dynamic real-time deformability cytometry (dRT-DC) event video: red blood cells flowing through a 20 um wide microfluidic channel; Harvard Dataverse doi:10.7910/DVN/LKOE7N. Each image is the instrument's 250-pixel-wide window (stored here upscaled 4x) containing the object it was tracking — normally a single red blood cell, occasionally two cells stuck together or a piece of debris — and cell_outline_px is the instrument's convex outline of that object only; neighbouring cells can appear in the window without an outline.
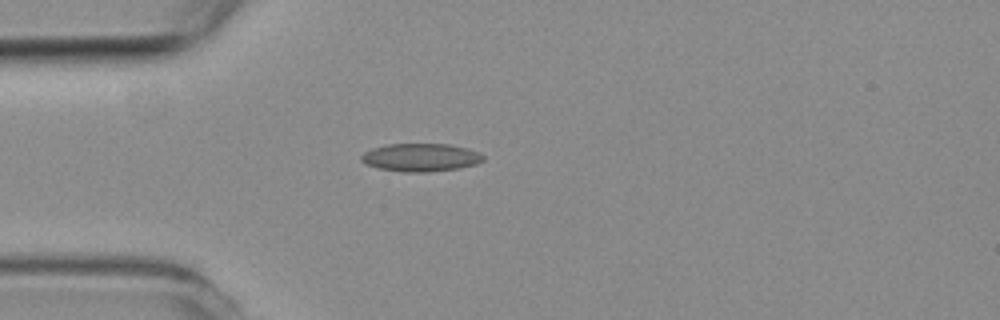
{"species": "common noctule bat (a hibernating species)", "species_latin": "Nyctalus noctula", "temperature_condition": "room temperature", "stored_images_in_passage": 3, "camera_frame_rate_fps": 3000, "um_per_image_px": 0.085, "animal": {"sex": "female", "body_mass_g": 19.3, "forearm_length_mm": 54.1}, "frame": {"image": 1, "passage_image": 1, "time_ms": 0.0, "image_size_px": [1000, 320], "cell_outline_px": [[484, 160], [476, 164], [460, 168], [428, 172], [404, 172], [380, 168], [368, 164], [360, 160], [360, 156], [364, 152], [372, 148], [388, 144], [448, 144], [468, 148], [480, 152], [484, 156]], "centroid_in_image_um": [35.79, 13.38], "position_along_channel_um": 49.2, "area_um2": 19.94}}
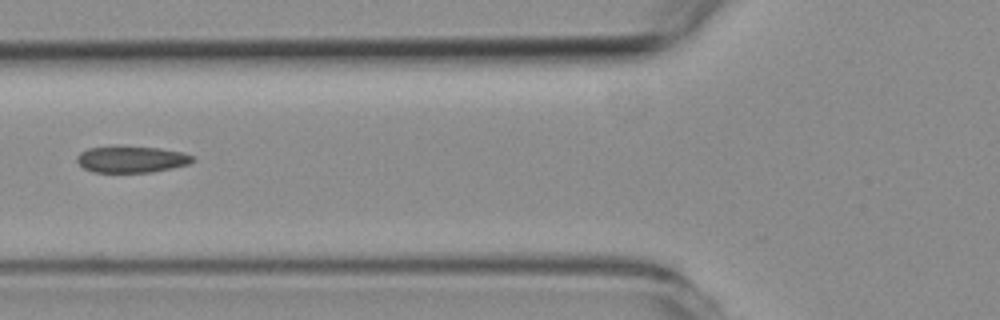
{"frame": {"image": 2, "passage_image": 3, "time_ms": 2.0, "image_size_px": [1000, 320], "cell_outline_px": [[196, 160], [188, 164], [172, 168], [152, 172], [92, 172], [84, 168], [76, 160], [76, 156], [80, 152], [88, 148], [116, 144], [160, 148], [184, 152], [192, 156]], "centroid_in_image_um": [11.15, 13.51], "position_along_channel_um": 114.6, "area_um2": 18.44}}